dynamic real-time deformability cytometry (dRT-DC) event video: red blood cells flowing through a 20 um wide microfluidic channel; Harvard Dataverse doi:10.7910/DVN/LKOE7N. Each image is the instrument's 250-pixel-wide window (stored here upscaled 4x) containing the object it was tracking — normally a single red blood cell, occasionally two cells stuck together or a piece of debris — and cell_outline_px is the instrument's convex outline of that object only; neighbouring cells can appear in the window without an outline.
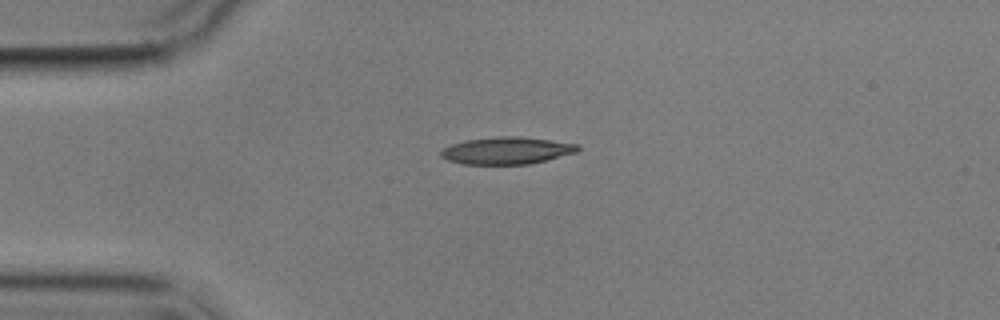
{"species": "common noctule bat (a hibernating species)", "species_latin": "Nyctalus noctula", "temperature_condition": "cold", "stored_images_in_passage": 2, "camera_frame_rate_fps": 3000, "um_per_image_px": 0.085, "animal": {"sex": "male", "body_mass_g": 17.9}, "frame": {"image": 1, "passage_image": 1, "time_ms": 0.0, "image_size_px": [1000, 320], "cell_outline_px": [[580, 148], [576, 152], [528, 164], [464, 164], [448, 160], [440, 156], [440, 152], [444, 148], [452, 144], [464, 140], [496, 136], [520, 136], [580, 144]], "centroid_in_image_um": [43.05, 12.78], "position_along_channel_um": 41.9, "area_um2": 21.56}}